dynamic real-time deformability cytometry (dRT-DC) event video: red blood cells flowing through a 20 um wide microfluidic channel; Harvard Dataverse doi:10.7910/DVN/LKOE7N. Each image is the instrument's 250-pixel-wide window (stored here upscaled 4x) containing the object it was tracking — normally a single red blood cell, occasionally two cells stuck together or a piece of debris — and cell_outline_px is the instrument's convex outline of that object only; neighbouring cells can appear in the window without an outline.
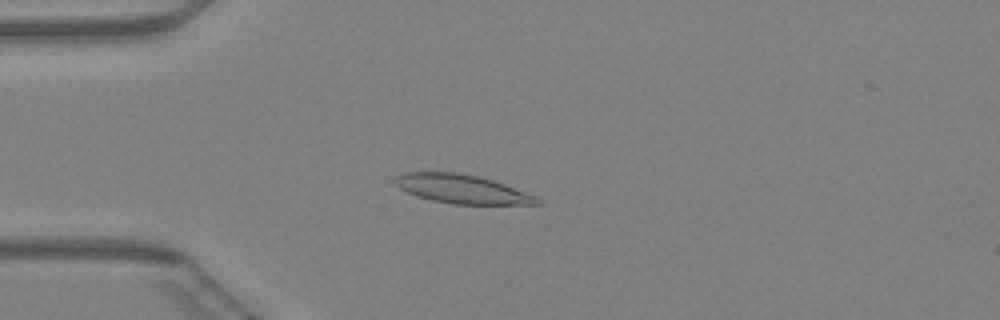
{"species": "Egyptian fruit bat (a non-hibernating species)", "species_latin": "Rousettus aegyptiacus", "temperature_condition": "warm", "stored_images_in_passage": 46, "camera_frame_rate_fps": 3000, "um_per_image_px": 0.085, "animal": {"sex": "female"}, "frame": {"image": 1, "passage_image": 12, "time_ms": 3.667, "image_size_px": [1000, 320], "cell_outline_px": [[544, 204], [452, 204], [432, 200], [416, 196], [400, 188], [396, 184], [396, 176], [408, 172], [456, 172], [476, 176], [492, 180], [504, 184], [536, 196]], "centroid_in_image_um": [39.28, 16.07], "position_along_channel_um": 45.7, "area_um2": 23.52}}
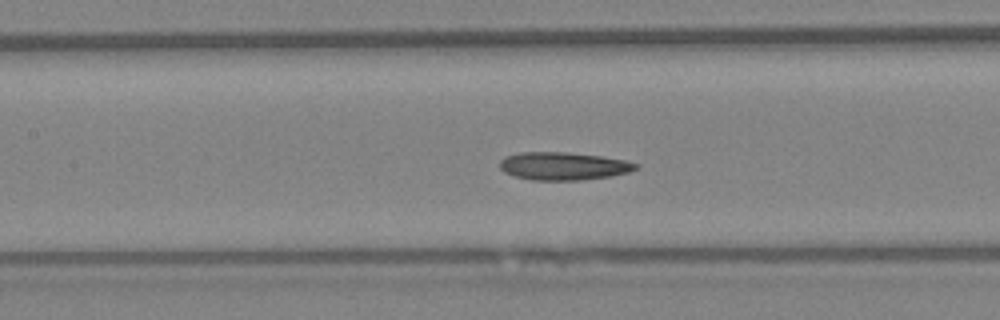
{"frame": {"image": 2, "passage_image": 21, "time_ms": 6.667, "image_size_px": [1000, 320], "cell_outline_px": [[640, 168], [628, 172], [612, 176], [580, 180], [532, 180], [516, 176], [504, 172], [500, 168], [500, 160], [504, 156], [520, 152], [564, 152], [600, 156], [624, 160], [640, 164]], "centroid_in_image_um": [47.9, 14.11], "position_along_channel_um": 159.5, "area_um2": 22.14}}
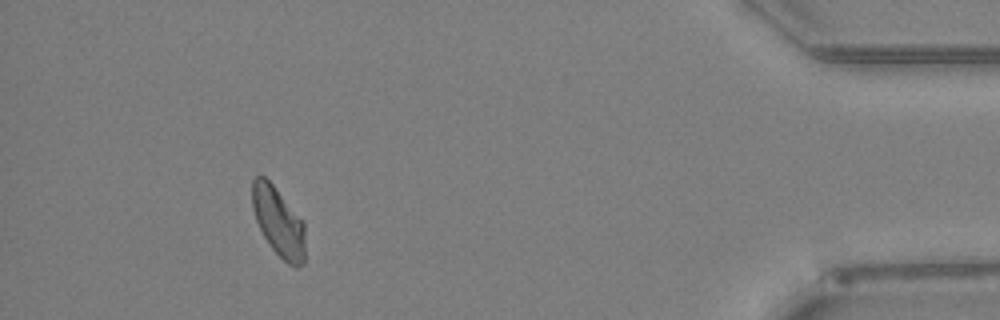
{"frame": {"image": 3, "passage_image": 42, "time_ms": 13.667, "image_size_px": [1000, 320], "cell_outline_px": [[304, 264], [296, 268], [288, 264], [272, 248], [264, 236], [256, 220], [252, 208], [252, 180], [256, 176], [264, 176], [272, 184], [304, 220]], "centroid_in_image_um": [23.68, 18.85], "position_along_channel_um": 411.5, "area_um2": 21.27}}